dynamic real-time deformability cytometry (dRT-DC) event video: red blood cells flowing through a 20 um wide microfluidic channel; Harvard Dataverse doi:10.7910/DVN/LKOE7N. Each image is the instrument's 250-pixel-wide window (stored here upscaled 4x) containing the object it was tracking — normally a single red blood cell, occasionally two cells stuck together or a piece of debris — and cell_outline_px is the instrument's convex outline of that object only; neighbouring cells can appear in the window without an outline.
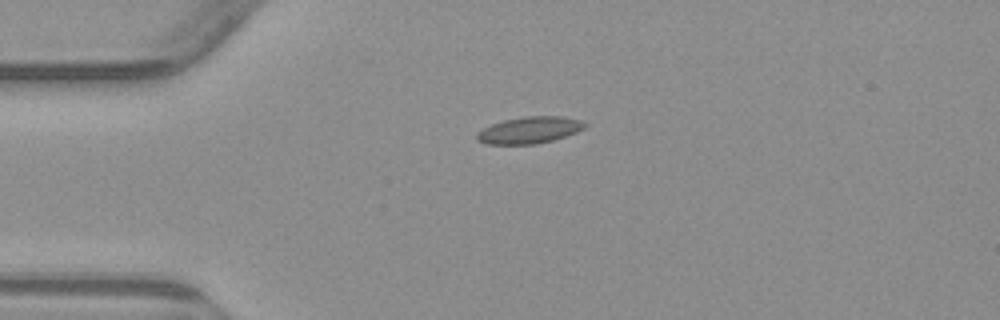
{"species": "common noctule bat (a hibernating species)", "species_latin": "Nyctalus noctula", "temperature_condition": "warm", "stored_images_in_passage": 3, "camera_frame_rate_fps": 3000, "um_per_image_px": 0.085, "animal": {"sex": "male", "body_mass_g": 23.1, "forearm_length_mm": 52.7}, "frame": {"image": 1, "passage_image": 2, "time_ms": 2.333, "image_size_px": [1000, 320], "cell_outline_px": [[588, 124], [584, 128], [576, 132], [552, 140], [536, 144], [484, 144], [476, 140], [476, 132], [492, 124], [504, 120], [524, 116], [560, 116], [580, 120]], "centroid_in_image_um": [44.97, 11.06], "position_along_channel_um": 40.0, "area_um2": 16.76}}